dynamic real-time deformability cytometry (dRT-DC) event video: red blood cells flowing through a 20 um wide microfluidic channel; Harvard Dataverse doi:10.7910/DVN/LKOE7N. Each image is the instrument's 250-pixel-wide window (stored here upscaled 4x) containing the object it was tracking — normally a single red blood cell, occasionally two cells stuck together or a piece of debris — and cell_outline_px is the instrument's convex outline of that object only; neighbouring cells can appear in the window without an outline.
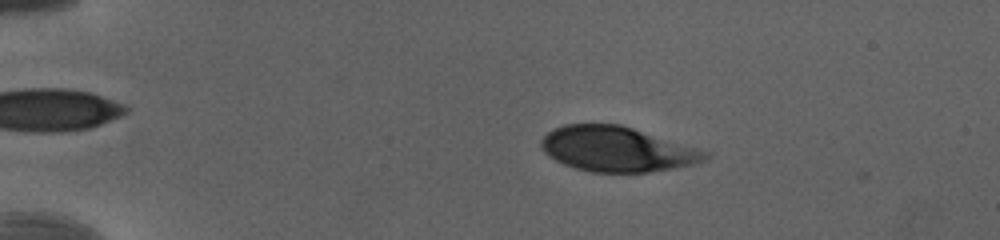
{"species": "human", "species_latin": "Homo sapiens", "temperature_condition": "cold", "stored_images_in_passage": 51, "camera_frame_rate_fps": 3000, "um_per_image_px": 0.085, "donor": {"sex": "female"}, "frame": {"image": 1, "passage_image": 10, "time_ms": 3.0, "image_size_px": [1000, 240], "cell_outline_px": [[708, 156], [704, 160], [692, 164], [672, 168], [648, 172], [592, 172], [576, 168], [564, 164], [548, 156], [540, 148], [540, 140], [548, 132], [564, 124], [620, 124], [696, 148], [708, 152]], "centroid_in_image_um": [52.38, 12.67], "position_along_channel_um": 32.6, "area_um2": 42.48}}
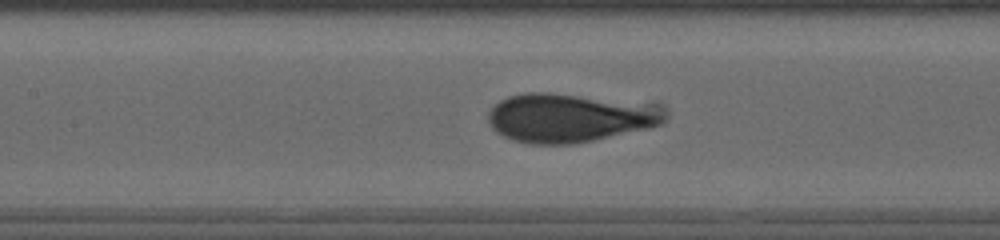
{"frame": {"image": 2, "passage_image": 25, "time_ms": 8.0, "image_size_px": [1000, 240], "cell_outline_px": [[664, 120], [660, 124], [648, 128], [592, 140], [568, 144], [536, 144], [512, 140], [496, 132], [492, 128], [488, 120], [488, 112], [500, 100], [508, 96], [528, 92], [548, 92], [660, 104], [664, 108]], "centroid_in_image_um": [48.4, 10.0], "position_along_channel_um": 159.0, "area_um2": 50.17}}
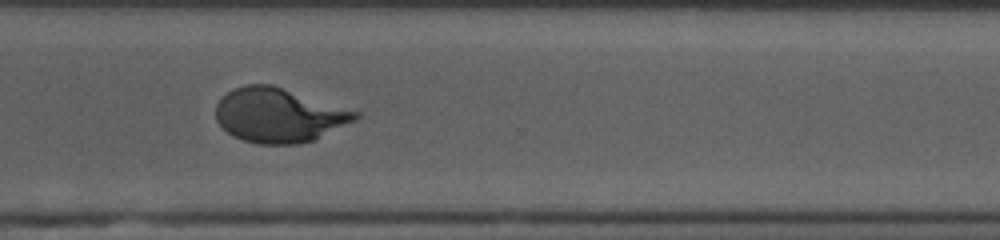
{"frame": {"image": 3, "passage_image": 39, "time_ms": 12.667, "image_size_px": [1000, 240], "cell_outline_px": [[360, 116], [356, 120], [316, 140], [296, 144], [256, 144], [232, 136], [216, 120], [216, 104], [228, 92], [236, 88], [248, 84], [272, 84], [360, 112]], "centroid_in_image_um": [23.73, 9.8], "position_along_channel_um": 346.9, "area_um2": 44.16}, "authors_computed_cell_mechanics": {"area_um2": 44.4482, "velocity_mm_per_s": 4.0231, "shape_relaxation_time_tau1_ms": 4.6374, "shape_relaxation_time_tau2_ms": null, "deformation_change_tau1": 0.2125, "deformation_change_tau2": null}}